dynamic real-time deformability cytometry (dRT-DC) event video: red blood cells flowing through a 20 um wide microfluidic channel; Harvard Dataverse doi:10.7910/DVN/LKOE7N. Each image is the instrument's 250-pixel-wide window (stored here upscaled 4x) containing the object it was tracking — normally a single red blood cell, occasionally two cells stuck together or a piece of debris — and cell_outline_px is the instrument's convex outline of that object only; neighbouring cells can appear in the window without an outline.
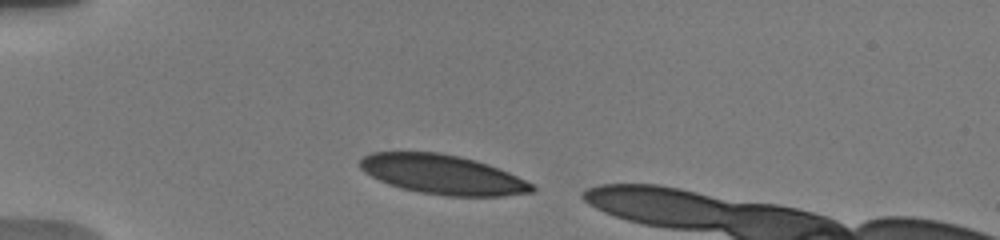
{"species": "human", "species_latin": "Homo sapiens", "temperature_condition": "warm", "stored_images_in_passage": 13, "camera_frame_rate_fps": 3000, "um_per_image_px": 0.085, "donor": {"sex": "male"}, "frame": {"image": 1, "passage_image": 1, "time_ms": 0.0, "image_size_px": [1000, 240], "cell_outline_px": [[536, 188], [532, 192], [504, 196], [448, 196], [420, 192], [388, 184], [364, 172], [360, 168], [360, 160], [364, 156], [372, 152], [440, 152], [460, 156], [476, 160], [488, 164], [508, 172], [532, 184]], "centroid_in_image_um": [37.63, 14.83], "position_along_channel_um": 47.4, "area_um2": 39.3}}
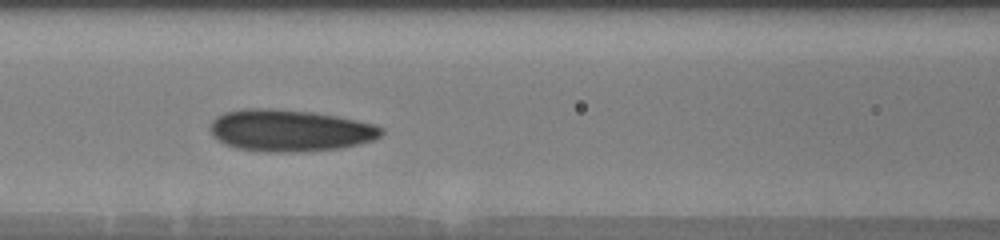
{"frame": {"image": 2, "passage_image": 8, "time_ms": 3.333, "image_size_px": [1000, 240], "cell_outline_px": [[384, 132], [380, 136], [372, 140], [360, 144], [340, 148], [308, 152], [264, 152], [236, 148], [224, 144], [212, 136], [208, 128], [208, 124], [216, 116], [224, 112], [244, 108], [272, 108], [312, 112], [336, 116], [376, 124], [384, 128]], "centroid_in_image_um": [24.6, 11.09], "position_along_channel_um": 142.0, "area_um2": 42.43}}
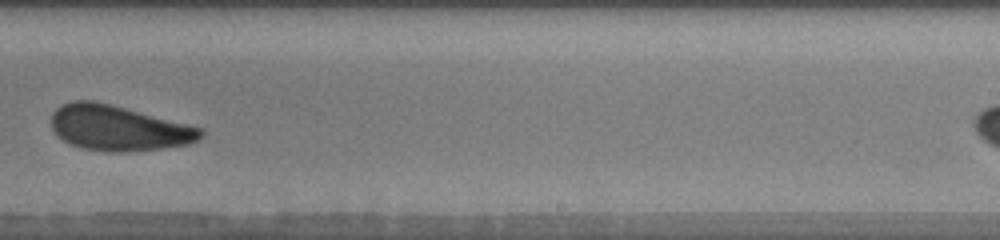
{"frame": {"image": 3, "passage_image": 13, "time_ms": 7.0, "image_size_px": [1000, 240], "cell_outline_px": [[204, 132], [196, 140], [188, 144], [164, 148], [132, 152], [112, 152], [80, 148], [56, 136], [52, 128], [52, 112], [60, 104], [72, 100], [92, 100], [204, 128]], "centroid_in_image_um": [10.03, 10.89], "position_along_channel_um": 279.0, "area_um2": 39.36}}